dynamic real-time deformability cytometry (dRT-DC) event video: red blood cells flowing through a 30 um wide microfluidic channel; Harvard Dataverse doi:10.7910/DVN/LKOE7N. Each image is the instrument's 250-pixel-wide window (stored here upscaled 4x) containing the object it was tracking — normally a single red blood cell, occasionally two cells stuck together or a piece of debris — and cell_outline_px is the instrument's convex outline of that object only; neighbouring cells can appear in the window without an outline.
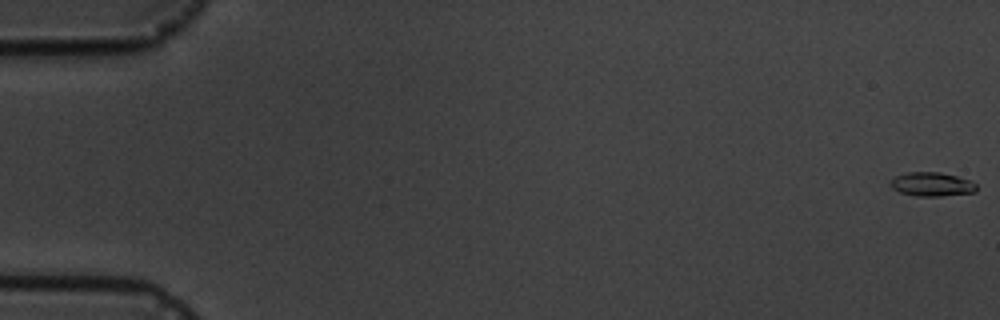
{"species": "common noctule bat (a hibernating species)", "species_latin": "Nyctalus noctula", "temperature_condition": "cold", "stored_images_in_passage": 5, "camera_frame_rate_fps": 3000, "um_per_image_px": 0.085, "animal": {"sex": "male", "body_mass_g": 19.5, "forearm_length_mm": 54.6}, "frame": {"image": 1, "passage_image": 1, "time_ms": 0.0, "image_size_px": [1000, 320], "cell_outline_px": [[976, 192], [940, 196], [916, 196], [900, 192], [892, 188], [888, 184], [896, 176], [908, 172], [940, 172], [956, 176], [968, 180], [976, 184]], "centroid_in_image_um": [79.19, 15.66], "position_along_channel_um": 5.8, "area_um2": 11.91}}
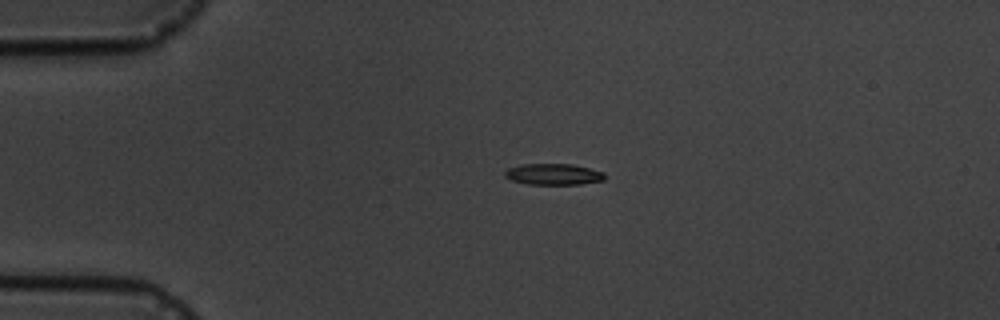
{"frame": {"image": 2, "passage_image": 4, "time_ms": 4.333, "image_size_px": [1000, 320], "cell_outline_px": [[604, 180], [580, 184], [528, 184], [512, 180], [504, 176], [504, 172], [508, 168], [520, 164], [572, 164], [604, 172]], "centroid_in_image_um": [47.02, 14.8], "position_along_channel_um": 38.0, "area_um2": 12.25}}